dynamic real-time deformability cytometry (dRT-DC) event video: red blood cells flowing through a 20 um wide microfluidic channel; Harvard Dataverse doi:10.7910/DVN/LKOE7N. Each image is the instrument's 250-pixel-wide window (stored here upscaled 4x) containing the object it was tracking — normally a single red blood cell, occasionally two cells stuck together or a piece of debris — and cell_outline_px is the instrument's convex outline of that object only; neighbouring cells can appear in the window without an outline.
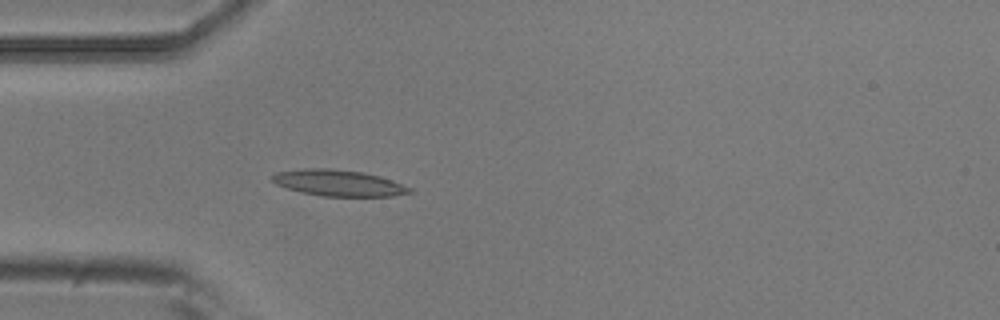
{"species": "common noctule bat (a hibernating species)", "species_latin": "Nyctalus noctula", "temperature_condition": "room temperature", "stored_images_in_passage": 4, "camera_frame_rate_fps": 3000, "um_per_image_px": 0.085, "animal": {"sex": "male", "body_mass_g": 20.5, "forearm_length_mm": 52.5}, "frame": {"image": 1, "passage_image": 4, "time_ms": 1.0, "image_size_px": [1000, 320], "cell_outline_px": [[416, 192], [392, 196], [320, 196], [300, 192], [284, 188], [276, 184], [272, 180], [272, 176], [276, 172], [304, 168], [332, 168], [364, 172], [380, 176], [412, 188]], "centroid_in_image_um": [28.77, 15.55], "position_along_channel_um": 56.2, "area_um2": 21.21}}